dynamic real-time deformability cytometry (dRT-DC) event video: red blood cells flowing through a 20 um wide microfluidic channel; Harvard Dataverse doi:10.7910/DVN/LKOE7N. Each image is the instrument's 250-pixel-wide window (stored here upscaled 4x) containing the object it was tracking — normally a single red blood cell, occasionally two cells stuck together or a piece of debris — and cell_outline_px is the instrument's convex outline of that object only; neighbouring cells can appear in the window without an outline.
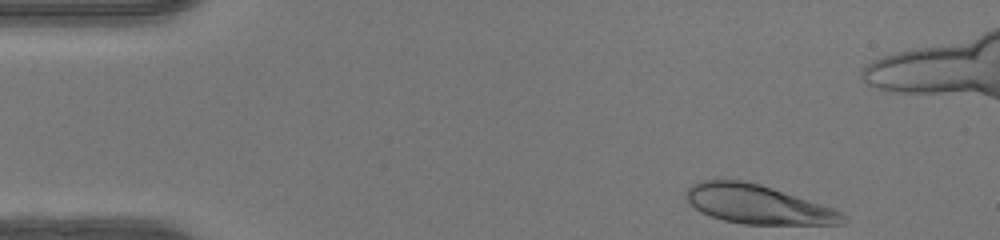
{"species": "human", "species_latin": "Homo sapiens", "temperature_condition": "warm", "stored_images_in_passage": 45, "camera_frame_rate_fps": 3000, "um_per_image_px": 0.085, "donor": {"sex": "female"}, "frame": {"image": 1, "passage_image": 1, "time_ms": 0.0, "image_size_px": [1000, 240], "cell_outline_px": [[848, 220], [844, 224], [744, 224], [724, 220], [708, 216], [700, 212], [688, 204], [684, 196], [688, 188], [692, 184], [700, 180], [744, 180], [760, 184], [832, 208], [840, 212]], "centroid_in_image_um": [64.33, 17.37], "position_along_channel_um": 20.7, "area_um2": 35.43}}
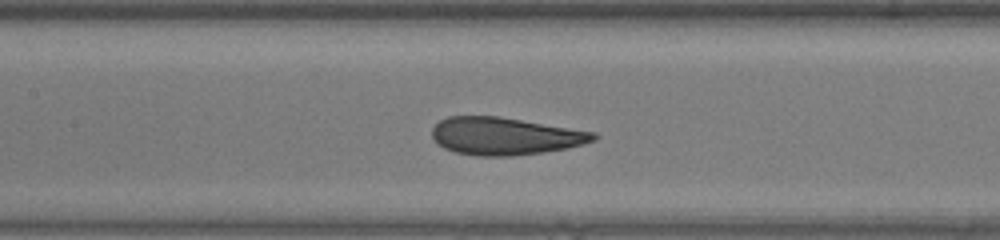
{"frame": {"image": 2, "passage_image": 18, "time_ms": 5.667, "image_size_px": [1000, 240], "cell_outline_px": [[600, 136], [596, 140], [584, 144], [568, 148], [544, 152], [512, 156], [476, 156], [456, 152], [444, 148], [436, 144], [432, 136], [432, 128], [440, 120], [448, 116], [500, 116], [596, 132]], "centroid_in_image_um": [42.94, 11.57], "position_along_channel_um": 164.5, "area_um2": 35.66}}
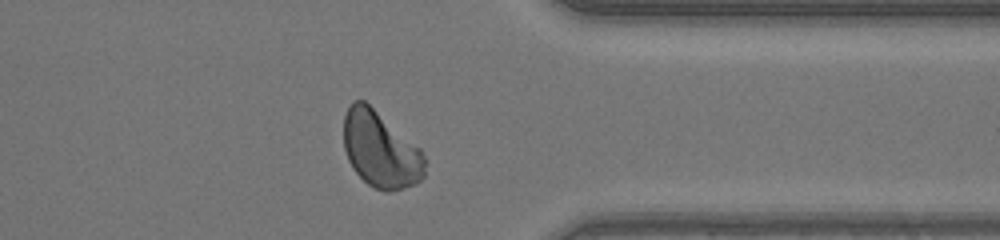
{"frame": {"image": 3, "passage_image": 34, "time_ms": 11.0, "image_size_px": [1000, 240], "cell_outline_px": [[424, 176], [416, 184], [392, 192], [388, 192], [372, 188], [352, 168], [348, 160], [344, 148], [344, 116], [352, 100], [364, 100], [420, 148], [424, 156]], "centroid_in_image_um": [32.33, 12.74], "position_along_channel_um": 379.1, "area_um2": 35.95}, "authors_computed_cell_mechanics": {"area_um2": 35.547, "velocity_mm_per_s": 4.1812, "shape_relaxation_time_tau1_ms": 4.3441, "shape_relaxation_time_tau2_ms": null, "deformation_change_tau1": 0.1873, "deformation_change_tau2": null}}